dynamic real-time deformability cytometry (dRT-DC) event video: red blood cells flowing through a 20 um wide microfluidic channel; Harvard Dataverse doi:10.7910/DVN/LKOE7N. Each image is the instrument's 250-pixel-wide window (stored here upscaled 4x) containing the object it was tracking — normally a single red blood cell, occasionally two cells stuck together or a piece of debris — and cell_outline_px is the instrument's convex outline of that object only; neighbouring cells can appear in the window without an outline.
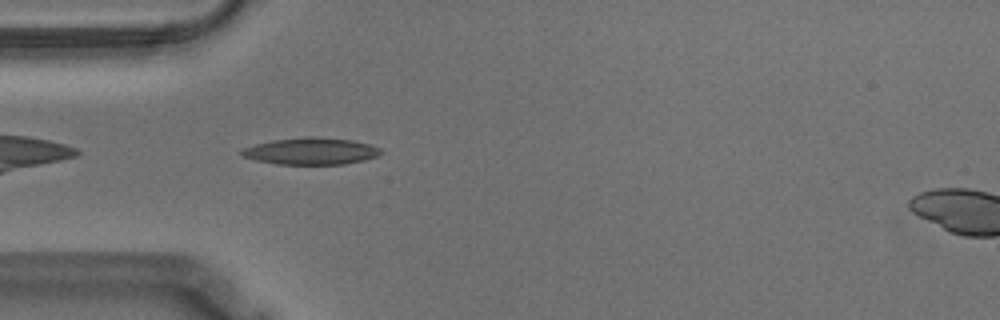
{"species": "Egyptian fruit bat (a non-hibernating species)", "species_latin": "Rousettus aegyptiacus", "temperature_condition": "warm", "stored_images_in_passage": 42, "camera_frame_rate_fps": 3000, "um_per_image_px": 0.085, "animal": {"sex": "male"}, "frame": {"image": 1, "passage_image": 2, "time_ms": 0.333, "image_size_px": [1000, 320], "cell_outline_px": [[380, 152], [376, 156], [364, 160], [344, 164], [276, 164], [256, 160], [244, 156], [240, 152], [244, 148], [256, 144], [272, 140], [312, 136], [352, 140], [368, 144], [380, 148]], "centroid_in_image_um": [26.43, 12.85], "position_along_channel_um": 58.6, "area_um2": 21.44}}
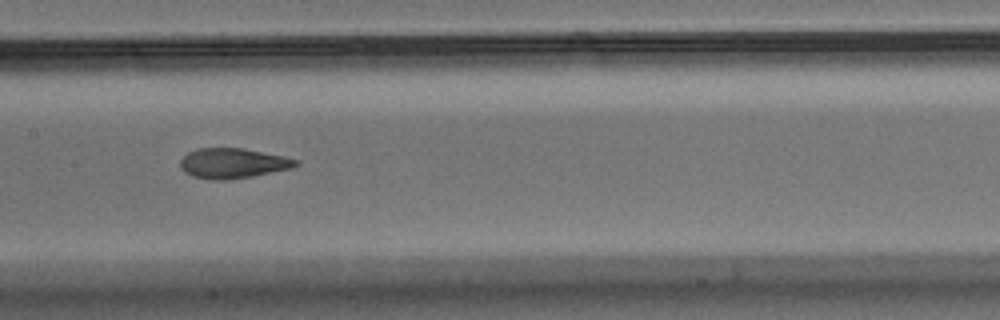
{"frame": {"image": 2, "passage_image": 13, "time_ms": 4.0, "image_size_px": [1000, 320], "cell_outline_px": [[300, 164], [292, 168], [252, 176], [228, 180], [212, 180], [192, 176], [184, 172], [180, 168], [180, 160], [188, 152], [196, 148], [244, 148], [284, 156], [300, 160]], "centroid_in_image_um": [19.79, 13.87], "position_along_channel_um": 187.6, "area_um2": 20.46}}
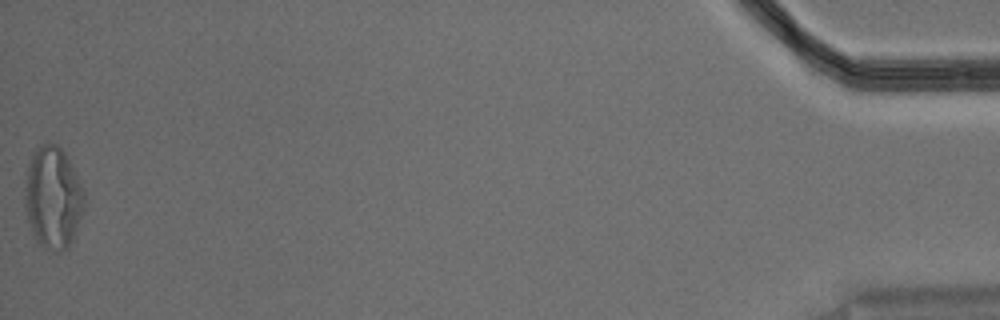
{"frame": {"image": 3, "passage_image": 42, "time_ms": 13.667, "image_size_px": [1000, 320], "cell_outline_px": [[84, 204], [72, 240], [68, 248], [60, 252], [52, 252], [44, 248], [40, 244], [32, 232], [24, 208], [24, 172], [32, 152], [40, 144], [56, 144], [64, 152], [72, 164], [84, 192]], "centroid_in_image_um": [4.45, 16.78], "position_along_channel_um": 430.7, "area_um2": 35.66}, "authors_computed_cell_mechanics": {"area_um2": 21.386, "velocity_mm_per_s": 3.54, "shape_relaxation_time_tau1_ms": 7.9838, "shape_relaxation_time_tau2_ms": 1.6287, "deformation_change_tau1": 0.2332, "deformation_change_tau2": 0.0925}}